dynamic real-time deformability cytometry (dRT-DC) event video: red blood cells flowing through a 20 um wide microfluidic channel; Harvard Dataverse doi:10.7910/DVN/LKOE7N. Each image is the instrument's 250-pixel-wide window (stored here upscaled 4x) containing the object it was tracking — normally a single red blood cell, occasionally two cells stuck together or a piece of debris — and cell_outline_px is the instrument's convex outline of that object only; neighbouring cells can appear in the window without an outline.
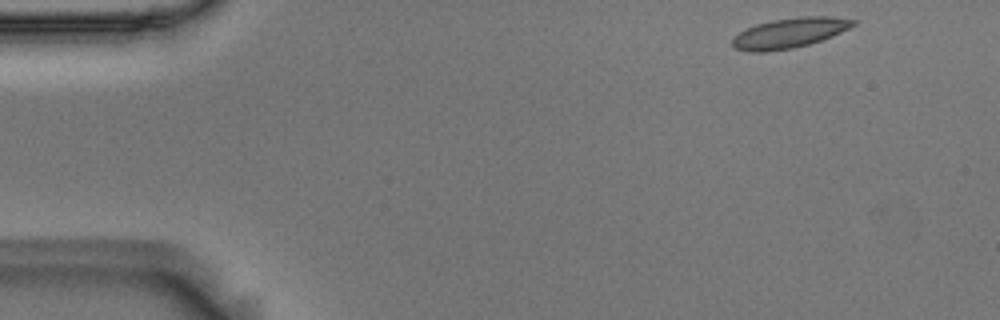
{"species": "Egyptian fruit bat (a non-hibernating species)", "species_latin": "Rousettus aegyptiacus", "temperature_condition": "room temperature", "stored_images_in_passage": 50, "camera_frame_rate_fps": 3000, "um_per_image_px": 0.085, "animal": {"sex": "male"}, "frame": {"image": 1, "passage_image": 1, "time_ms": 0.0, "image_size_px": [1000, 320], "cell_outline_px": [[860, 20], [856, 24], [832, 36], [808, 44], [792, 48], [764, 52], [748, 52], [736, 48], [732, 44], [732, 36], [756, 24], [772, 20], [796, 16], [832, 16]], "centroid_in_image_um": [67.12, 2.78], "position_along_channel_um": 17.9, "area_um2": 21.21}}
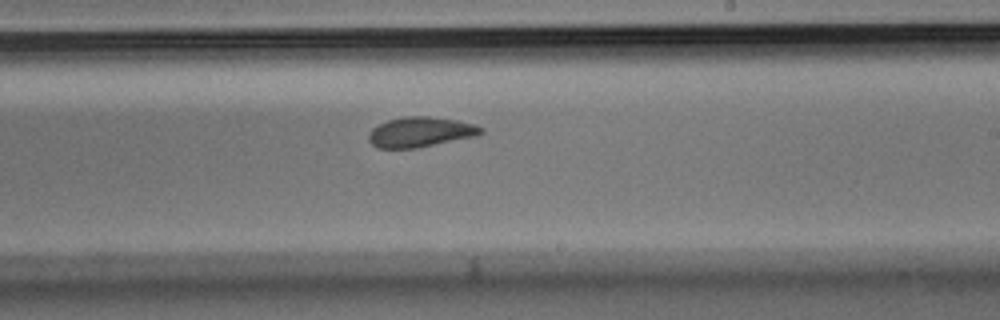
{"frame": {"image": 2, "passage_image": 28, "time_ms": 9.0, "image_size_px": [1000, 320], "cell_outline_px": [[484, 132], [476, 136], [416, 148], [376, 148], [368, 140], [368, 132], [372, 128], [388, 120], [404, 116], [428, 116], [456, 120], [476, 124], [484, 128]], "centroid_in_image_um": [35.74, 11.22], "position_along_channel_um": 253.3, "area_um2": 19.77}}
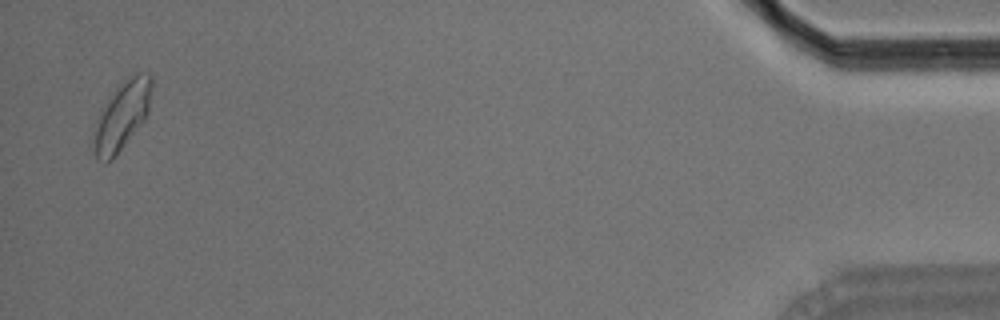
{"frame": {"image": 3, "passage_image": 49, "time_ms": 16.0, "image_size_px": [1000, 320], "cell_outline_px": [[152, 88], [148, 112], [144, 120], [112, 160], [96, 160], [92, 128], [100, 108], [116, 84], [136, 72], [148, 72], [152, 76]], "centroid_in_image_um": [10.34, 9.75], "position_along_channel_um": 424.9, "area_um2": 23.7}, "authors_computed_cell_mechanics": {"area_um2": 20.1433, "velocity_mm_per_s": 3.6696, "shape_relaxation_time_tau1_ms": 5.1392, "shape_relaxation_time_tau2_ms": 1.1909, "deformation_change_tau1": 0.1469, "deformation_change_tau2": 0.0628}}